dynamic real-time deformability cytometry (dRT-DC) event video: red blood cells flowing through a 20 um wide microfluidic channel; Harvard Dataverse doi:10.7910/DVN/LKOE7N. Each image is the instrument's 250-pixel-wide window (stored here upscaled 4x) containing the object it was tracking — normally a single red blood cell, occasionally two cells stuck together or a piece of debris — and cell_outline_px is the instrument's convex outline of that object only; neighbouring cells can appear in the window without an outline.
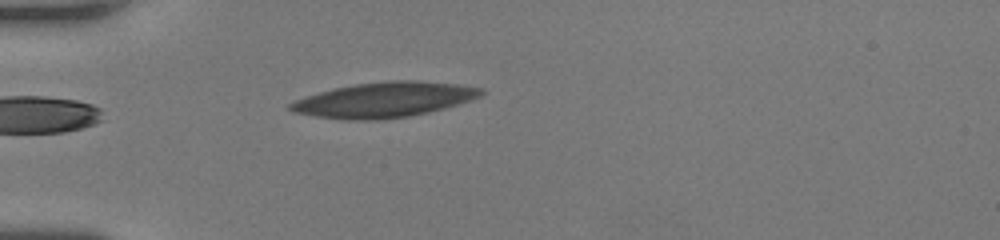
{"species": "human", "species_latin": "Homo sapiens", "temperature_condition": "room temperature", "stored_images_in_passage": 44, "camera_frame_rate_fps": 3000, "um_per_image_px": 0.085, "donor": {"sex": "female"}, "frame": {"image": 1, "passage_image": 1, "time_ms": 0.0, "image_size_px": [1000, 240], "cell_outline_px": [[484, 92], [480, 96], [472, 100], [444, 108], [428, 112], [408, 116], [376, 120], [344, 120], [316, 116], [292, 112], [288, 108], [288, 104], [292, 100], [304, 96], [332, 88], [356, 84], [388, 80], [420, 80], [456, 84], [484, 88]], "centroid_in_image_um": [32.62, 8.47], "position_along_channel_um": 52.4, "area_um2": 39.3}}
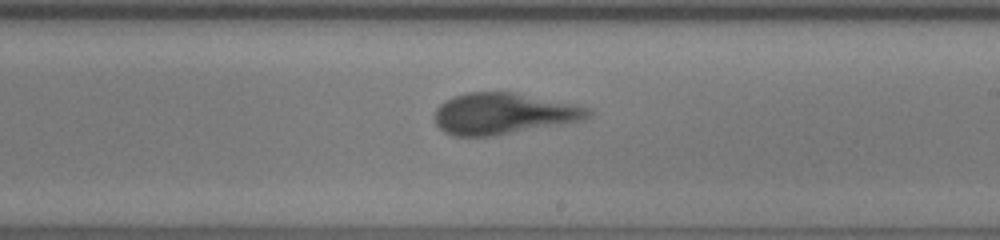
{"frame": {"image": 2, "passage_image": 20, "time_ms": 6.333, "image_size_px": [1000, 240], "cell_outline_px": [[592, 116], [584, 120], [496, 136], [452, 136], [444, 132], [436, 124], [436, 108], [444, 100], [452, 96], [468, 92], [516, 92], [592, 108]], "centroid_in_image_um": [42.81, 9.66], "position_along_channel_um": 246.2, "area_um2": 37.22}}
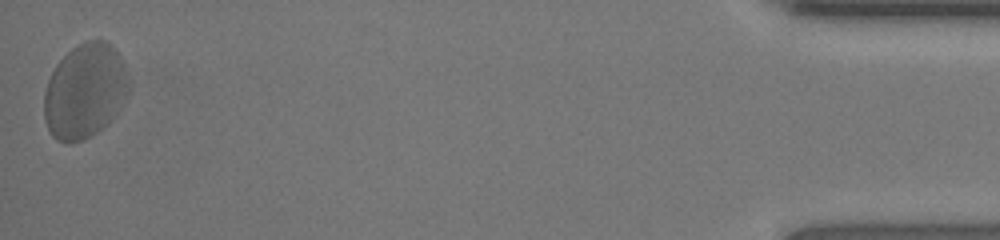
{"frame": {"image": 3, "passage_image": 44, "time_ms": 14.333, "image_size_px": [1000, 240], "cell_outline_px": [[128, 88], [112, 120], [108, 124], [96, 132], [72, 144], [68, 144], [56, 140], [52, 136], [44, 120], [44, 92], [48, 80], [56, 64], [72, 48], [84, 40], [108, 40], [116, 52], [124, 68]], "centroid_in_image_um": [7.15, 7.76], "position_along_channel_um": 428.0, "area_um2": 46.18}}